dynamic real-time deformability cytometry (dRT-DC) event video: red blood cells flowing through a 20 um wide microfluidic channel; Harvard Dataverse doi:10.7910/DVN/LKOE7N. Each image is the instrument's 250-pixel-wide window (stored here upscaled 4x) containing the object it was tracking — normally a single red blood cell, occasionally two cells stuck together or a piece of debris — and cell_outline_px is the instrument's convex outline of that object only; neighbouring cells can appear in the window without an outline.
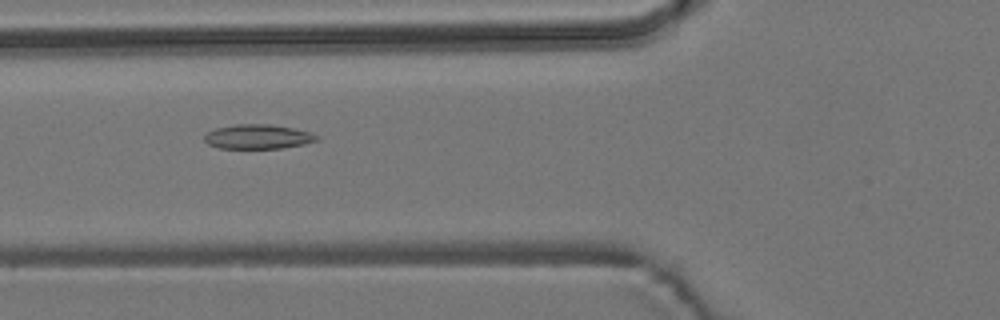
{"species": "common noctule bat (a hibernating species)", "species_latin": "Nyctalus noctula", "temperature_condition": "room temperature", "stored_images_in_passage": 39, "camera_frame_rate_fps": 3000, "um_per_image_px": 0.085, "animal": {"sex": "male", "body_mass_g": 19.2, "forearm_length_mm": 51.8}, "frame": {"image": 1, "passage_image": 5, "time_ms": 1.333, "image_size_px": [1000, 320], "cell_outline_px": [[320, 140], [304, 144], [280, 148], [220, 148], [208, 144], [204, 140], [204, 136], [208, 132], [216, 128], [236, 124], [268, 124], [292, 128], [308, 132], [320, 136]], "centroid_in_image_um": [21.93, 11.62], "position_along_channel_um": 103.9, "area_um2": 15.9}}
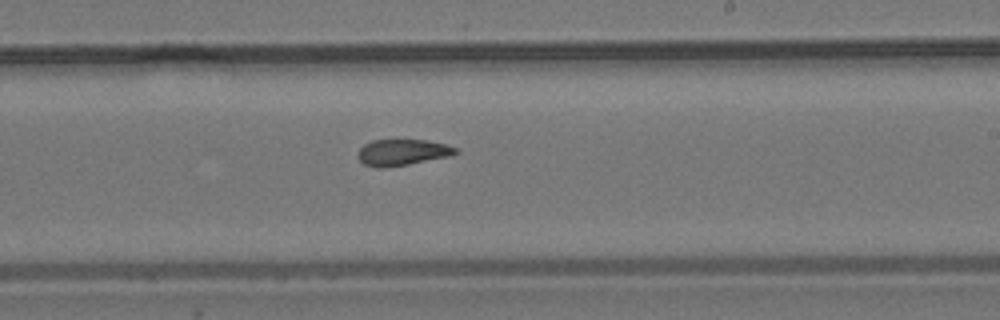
{"frame": {"image": 2, "passage_image": 17, "time_ms": 5.333, "image_size_px": [1000, 320], "cell_outline_px": [[460, 152], [452, 156], [408, 164], [384, 168], [376, 168], [364, 164], [356, 156], [356, 152], [364, 144], [372, 140], [428, 140], [444, 144], [456, 148]], "centroid_in_image_um": [34.18, 12.95], "position_along_channel_um": 254.8, "area_um2": 15.09}}
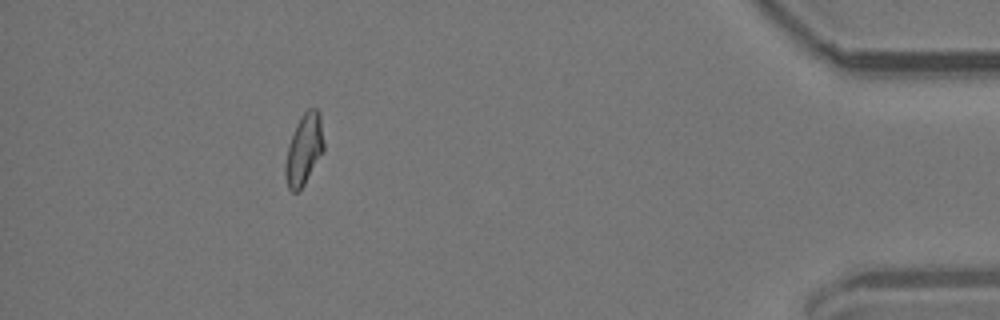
{"frame": {"image": 3, "passage_image": 34, "time_ms": 11.0, "image_size_px": [1000, 320], "cell_outline_px": [[324, 152], [304, 184], [296, 192], [292, 192], [288, 188], [284, 172], [284, 164], [288, 144], [300, 116], [308, 108], [316, 108], [320, 112], [324, 140]], "centroid_in_image_um": [25.84, 12.68], "position_along_channel_um": 409.4, "area_um2": 16.13}, "authors_computed_cell_mechanics": {"area_um2": 15.6638, "velocity_mm_per_s": 3.7654, "shape_relaxation_time_tau1_ms": null, "shape_relaxation_time_tau2_ms": 4.3187, "deformation_change_tau1": null, "deformation_change_tau2": 0.1111}}